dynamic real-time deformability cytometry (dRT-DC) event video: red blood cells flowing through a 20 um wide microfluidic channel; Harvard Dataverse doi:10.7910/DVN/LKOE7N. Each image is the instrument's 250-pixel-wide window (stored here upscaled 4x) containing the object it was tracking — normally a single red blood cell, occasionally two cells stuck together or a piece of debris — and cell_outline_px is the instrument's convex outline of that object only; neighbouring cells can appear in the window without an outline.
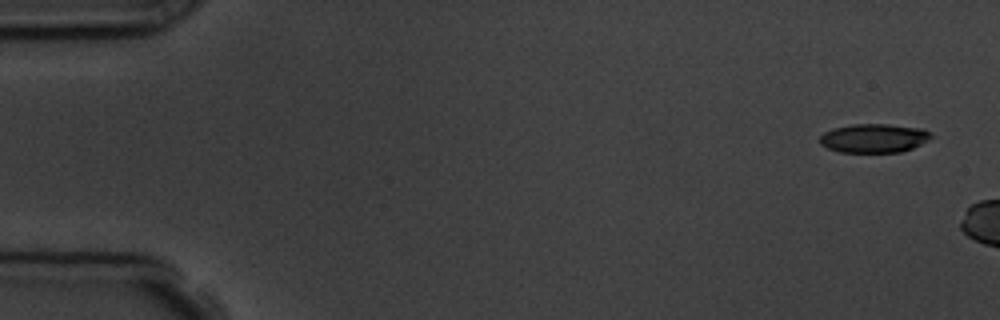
{"species": "common noctule bat (a hibernating species)", "species_latin": "Nyctalus noctula", "temperature_condition": "room temperature", "stored_images_in_passage": 2, "camera_frame_rate_fps": 3000, "um_per_image_px": 0.085, "animal": {"sex": "male", "body_mass_g": 19.5, "forearm_length_mm": 54.6}, "frame": {"image": 1, "passage_image": 1, "time_ms": 0.0, "image_size_px": [1000, 320], "cell_outline_px": [[932, 136], [928, 140], [912, 148], [900, 152], [840, 152], [828, 148], [820, 144], [820, 136], [824, 132], [832, 128], [852, 124], [888, 124], [924, 128]], "centroid_in_image_um": [74.26, 11.74], "position_along_channel_um": 10.7, "area_um2": 18.73}}